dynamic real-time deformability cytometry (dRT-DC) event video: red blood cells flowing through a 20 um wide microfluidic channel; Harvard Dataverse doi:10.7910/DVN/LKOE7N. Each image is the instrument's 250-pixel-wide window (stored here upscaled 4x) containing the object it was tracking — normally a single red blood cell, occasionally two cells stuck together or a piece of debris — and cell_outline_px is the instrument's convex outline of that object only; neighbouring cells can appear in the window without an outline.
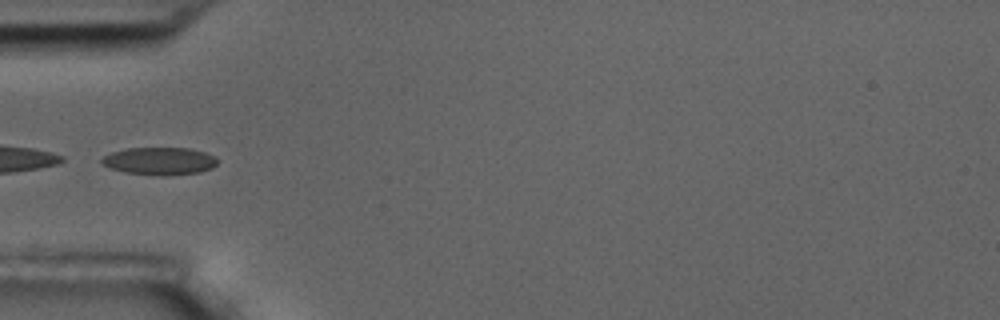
{"species": "common noctule bat (a hibernating species)", "species_latin": "Nyctalus noctula", "temperature_condition": "room temperature", "stored_images_in_passage": 22, "camera_frame_rate_fps": 3000, "um_per_image_px": 0.085, "animal": {"sex": "male", "body_mass_g": 17.5, "forearm_length_mm": 52.3}, "frame": {"image": 1, "passage_image": 1, "time_ms": 0.0, "image_size_px": [1000, 320], "cell_outline_px": [[216, 164], [212, 168], [200, 172], [160, 176], [124, 172], [100, 164], [100, 160], [104, 156], [112, 152], [128, 148], [188, 148], [204, 152], [216, 156]], "centroid_in_image_um": [13.55, 13.69], "position_along_channel_um": 71.4, "area_um2": 18.55}}